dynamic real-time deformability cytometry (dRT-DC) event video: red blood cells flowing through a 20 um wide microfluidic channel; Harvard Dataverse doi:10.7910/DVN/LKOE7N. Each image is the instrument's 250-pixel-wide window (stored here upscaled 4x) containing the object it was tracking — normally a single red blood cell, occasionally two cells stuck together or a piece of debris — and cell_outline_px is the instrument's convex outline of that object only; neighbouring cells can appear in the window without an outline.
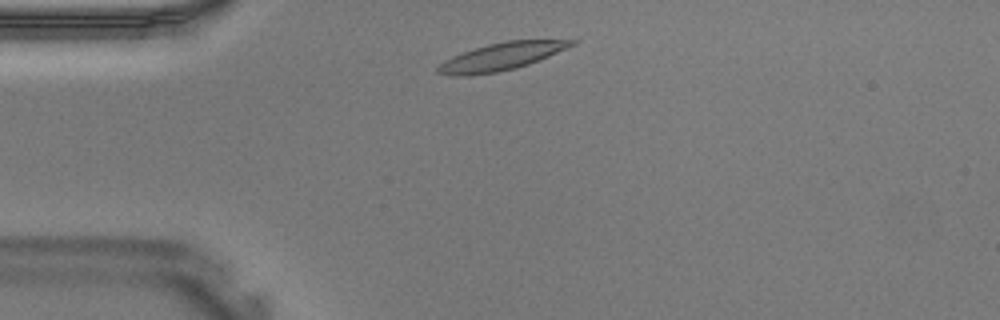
{"species": "Egyptian fruit bat (a non-hibernating species)", "species_latin": "Rousettus aegyptiacus", "temperature_condition": "warm", "stored_images_in_passage": 28, "camera_frame_rate_fps": 3000, "um_per_image_px": 0.085, "animal": {"sex": "male"}, "frame": {"image": 1, "passage_image": 1, "time_ms": 0.0, "image_size_px": [1000, 320], "cell_outline_px": [[580, 40], [576, 44], [540, 60], [516, 68], [496, 72], [464, 76], [452, 76], [436, 72], [436, 68], [440, 64], [452, 56], [488, 44], [504, 40]], "centroid_in_image_um": [42.63, 4.81], "position_along_channel_um": 42.4, "area_um2": 21.27}}
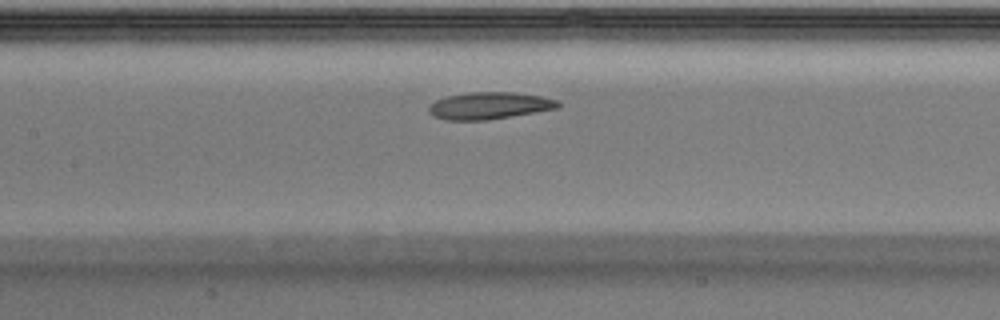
{"frame": {"image": 2, "passage_image": 10, "time_ms": 3.0, "image_size_px": [1000, 320], "cell_outline_px": [[560, 108], [488, 120], [448, 120], [432, 116], [428, 112], [428, 108], [436, 100], [448, 96], [468, 92], [512, 92], [540, 96], [556, 100], [560, 104]], "centroid_in_image_um": [41.59, 8.98], "position_along_channel_um": 165.8, "area_um2": 20.29}}
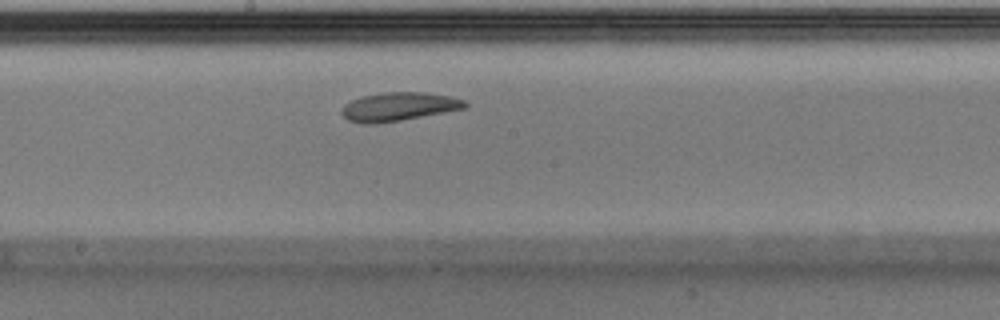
{"frame": {"image": 3, "passage_image": 13, "time_ms": 4.0, "image_size_px": [1000, 320], "cell_outline_px": [[468, 104], [464, 108], [444, 112], [400, 120], [376, 124], [364, 124], [348, 120], [340, 112], [344, 104], [360, 96], [384, 92], [424, 92], [452, 96], [464, 100]], "centroid_in_image_um": [33.86, 9.06], "position_along_channel_um": 214.3, "area_um2": 20.52}}